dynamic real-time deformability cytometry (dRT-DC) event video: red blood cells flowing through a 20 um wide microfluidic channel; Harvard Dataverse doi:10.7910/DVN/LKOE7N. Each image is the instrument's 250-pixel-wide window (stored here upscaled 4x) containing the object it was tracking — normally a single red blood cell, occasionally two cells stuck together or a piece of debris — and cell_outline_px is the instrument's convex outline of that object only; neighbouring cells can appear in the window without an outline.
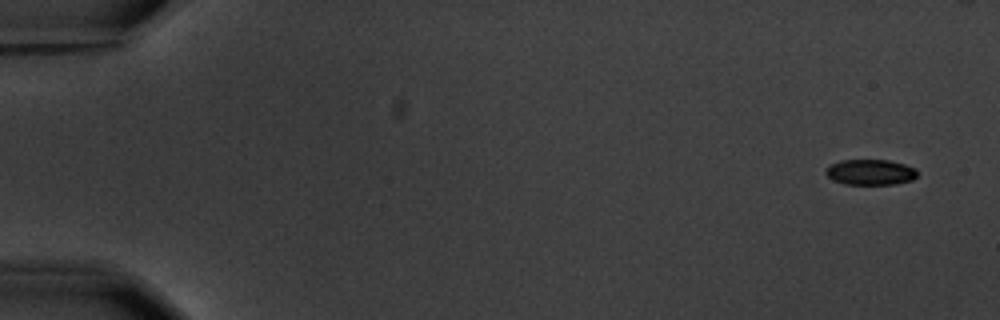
{"species": "common noctule bat (a hibernating species)", "species_latin": "Nyctalus noctula", "temperature_condition": "warm", "stored_images_in_passage": 7, "camera_frame_rate_fps": 3000, "um_per_image_px": 0.085, "animal": {"sex": "male", "body_mass_g": 20.1, "forearm_length_mm": 53.5}, "frame": {"image": 1, "passage_image": 1, "time_ms": 0.0, "image_size_px": [1000, 320], "cell_outline_px": [[916, 176], [912, 180], [896, 184], [844, 184], [832, 180], [824, 172], [832, 164], [840, 160], [888, 160], [904, 164], [916, 168]], "centroid_in_image_um": [73.98, 14.64], "position_along_channel_um": 11.0, "area_um2": 13.58}}
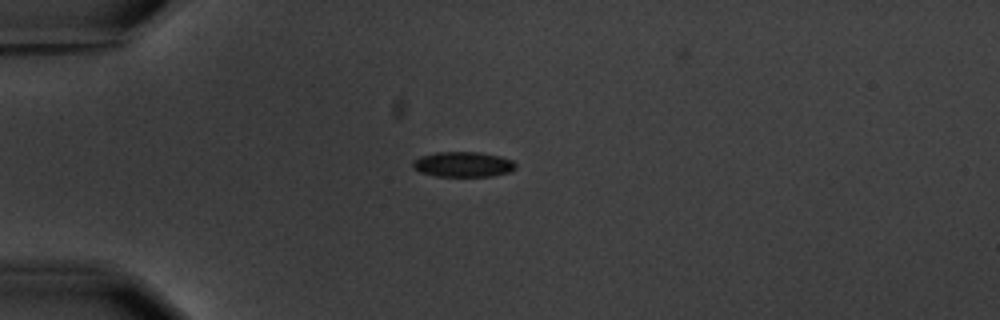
{"frame": {"image": 2, "passage_image": 5, "time_ms": 4.333, "image_size_px": [1000, 320], "cell_outline_px": [[516, 168], [512, 172], [492, 176], [436, 176], [420, 172], [412, 168], [412, 160], [420, 156], [436, 152], [480, 152], [500, 156], [512, 160], [516, 164]], "centroid_in_image_um": [39.36, 13.97], "position_along_channel_um": 45.6, "area_um2": 15.32}}
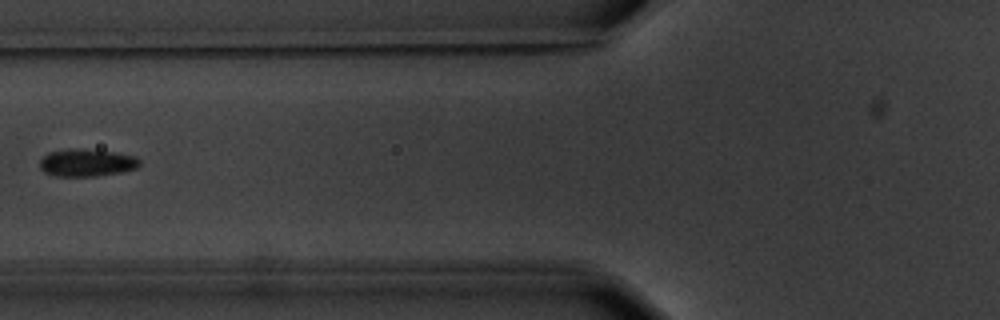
{"frame": {"image": 3, "passage_image": 7, "time_ms": 7.0, "image_size_px": [1000, 320], "cell_outline_px": [[140, 164], [136, 168], [120, 172], [96, 176], [56, 176], [44, 172], [40, 168], [40, 160], [48, 152], [68, 148], [80, 148], [112, 152], [136, 156], [140, 160]], "centroid_in_image_um": [7.35, 13.82], "position_along_channel_um": 118.5, "area_um2": 16.01}}